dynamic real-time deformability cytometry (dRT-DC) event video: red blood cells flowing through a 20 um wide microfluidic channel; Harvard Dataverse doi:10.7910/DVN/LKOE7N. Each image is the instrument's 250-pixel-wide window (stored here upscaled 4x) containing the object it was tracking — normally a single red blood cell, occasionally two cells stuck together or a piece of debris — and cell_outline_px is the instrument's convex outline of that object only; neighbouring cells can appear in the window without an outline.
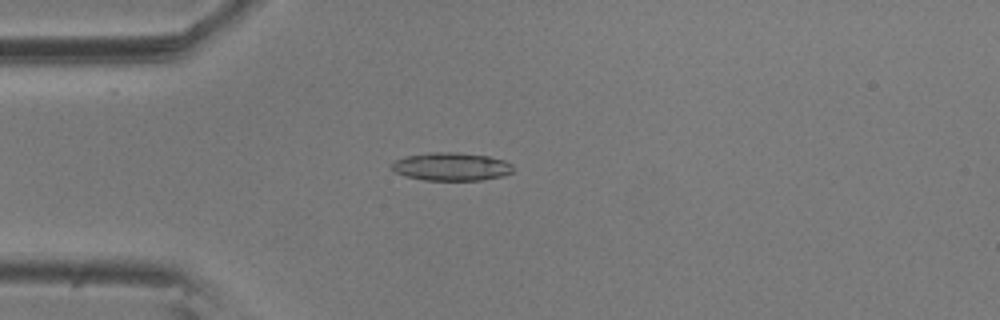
{"species": "common noctule bat (a hibernating species)", "species_latin": "Nyctalus noctula", "temperature_condition": "room temperature", "stored_images_in_passage": 3, "camera_frame_rate_fps": 3000, "um_per_image_px": 0.085, "animal": {"sex": "male", "body_mass_g": 20.5, "forearm_length_mm": 52.5}, "frame": {"image": 1, "passage_image": 2, "time_ms": 0.333, "image_size_px": [1000, 320], "cell_outline_px": [[512, 172], [504, 176], [480, 180], [424, 180], [404, 176], [388, 168], [396, 160], [408, 156], [428, 152], [456, 152], [488, 156], [504, 160], [512, 164]], "centroid_in_image_um": [38.35, 14.16], "position_along_channel_um": 46.6, "area_um2": 19.94}}